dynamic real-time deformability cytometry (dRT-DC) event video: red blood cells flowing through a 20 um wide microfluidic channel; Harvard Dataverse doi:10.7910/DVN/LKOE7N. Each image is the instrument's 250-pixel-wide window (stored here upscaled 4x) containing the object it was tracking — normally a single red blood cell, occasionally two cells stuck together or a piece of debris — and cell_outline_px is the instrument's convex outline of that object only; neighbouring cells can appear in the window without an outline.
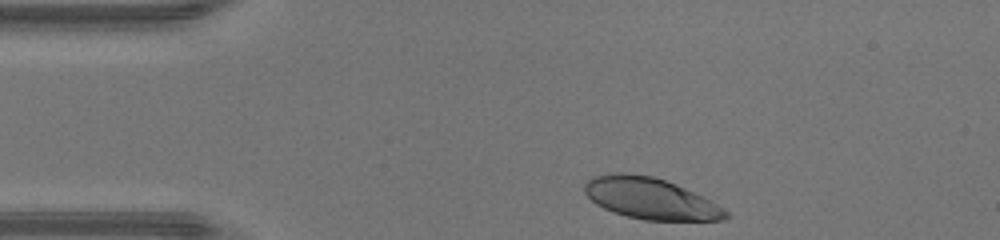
{"species": "human", "species_latin": "Homo sapiens", "temperature_condition": "warm", "stored_images_in_passage": 31, "camera_frame_rate_fps": 3000, "um_per_image_px": 0.085, "donor": {"sex": "male"}, "frame": {"image": 1, "passage_image": 1, "time_ms": 0.0, "image_size_px": [1000, 240], "cell_outline_px": [[728, 216], [724, 220], [644, 220], [612, 212], [596, 204], [584, 192], [584, 184], [592, 176], [616, 172], [620, 172], [652, 176], [676, 184], [708, 200], [728, 212]], "centroid_in_image_um": [55.22, 16.86], "position_along_channel_um": 29.8, "area_um2": 33.47}}
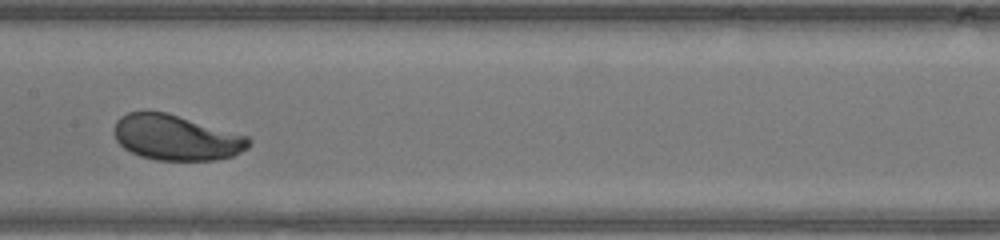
{"frame": {"image": 2, "passage_image": 16, "time_ms": 5.0, "image_size_px": [1000, 240], "cell_outline_px": [[252, 140], [248, 148], [232, 156], [216, 160], [156, 160], [140, 156], [124, 148], [116, 140], [112, 132], [116, 120], [120, 116], [128, 112], [168, 112], [248, 136]], "centroid_in_image_um": [14.96, 11.69], "position_along_channel_um": 192.4, "area_um2": 35.78}}
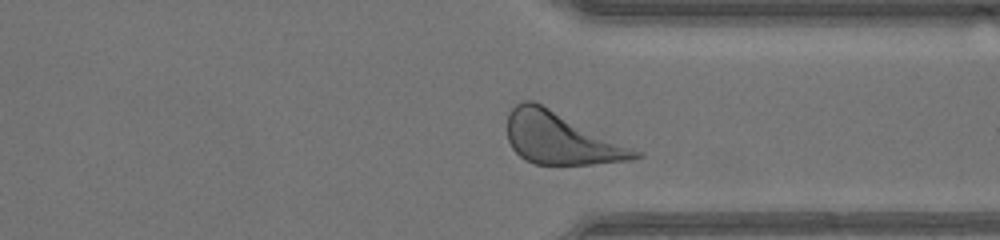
{"frame": {"image": 3, "passage_image": 28, "time_ms": 9.0, "image_size_px": [1000, 240], "cell_outline_px": [[644, 156], [628, 160], [592, 164], [536, 164], [524, 160], [512, 148], [508, 140], [508, 112], [516, 104], [524, 100], [532, 100], [644, 152]], "centroid_in_image_um": [47.69, 11.77], "position_along_channel_um": 363.7, "area_um2": 38.44}, "authors_computed_cell_mechanics": {"area_um2": 35.836, "velocity_mm_per_s": 4.3018, "shape_relaxation_time_tau1_ms": 1.4423, "shape_relaxation_time_tau2_ms": null, "deformation_change_tau1": 0.1285, "deformation_change_tau2": null}}